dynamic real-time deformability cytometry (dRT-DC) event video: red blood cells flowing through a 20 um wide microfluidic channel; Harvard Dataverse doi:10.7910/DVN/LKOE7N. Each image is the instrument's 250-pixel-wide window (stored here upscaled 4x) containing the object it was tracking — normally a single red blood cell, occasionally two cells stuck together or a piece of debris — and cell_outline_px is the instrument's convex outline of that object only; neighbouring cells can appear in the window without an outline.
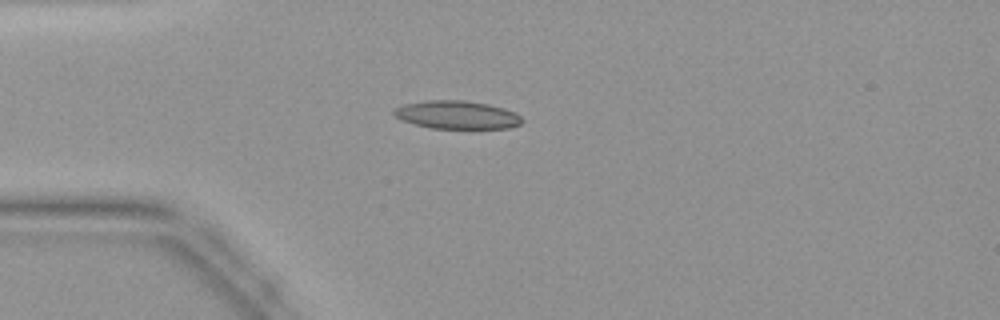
{"species": "common noctule bat (a hibernating species)", "species_latin": "Nyctalus noctula", "temperature_condition": "warm", "stored_images_in_passage": 43, "camera_frame_rate_fps": 3000, "um_per_image_px": 0.085, "animal": {"sex": "female", "body_mass_g": 19.9}, "frame": {"image": 1, "passage_image": 11, "time_ms": 3.333, "image_size_px": [1000, 320], "cell_outline_px": [[524, 120], [520, 124], [508, 128], [432, 128], [400, 120], [392, 112], [392, 108], [404, 104], [428, 100], [464, 100], [488, 104], [504, 108], [516, 112]], "centroid_in_image_um": [38.83, 9.75], "position_along_channel_um": 46.2, "area_um2": 21.04}}
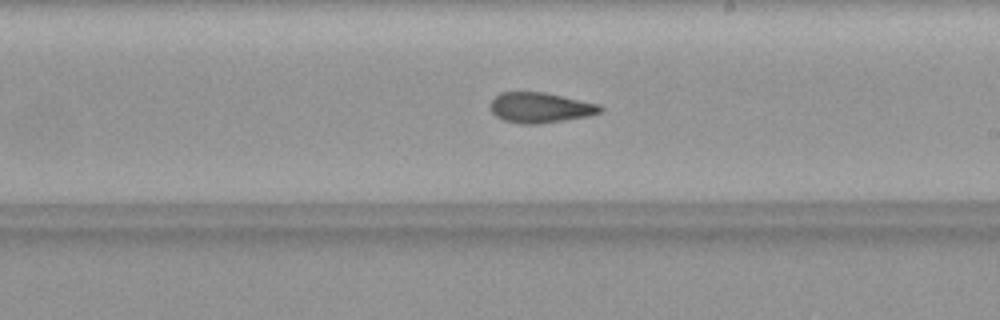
{"frame": {"image": 2, "passage_image": 25, "time_ms": 8.0, "image_size_px": [1000, 320], "cell_outline_px": [[604, 108], [600, 112], [588, 116], [564, 120], [536, 124], [520, 124], [504, 120], [496, 116], [488, 108], [488, 104], [500, 92], [544, 92], [600, 104]], "centroid_in_image_um": [45.89, 9.14], "position_along_channel_um": 243.1, "area_um2": 19.48}}
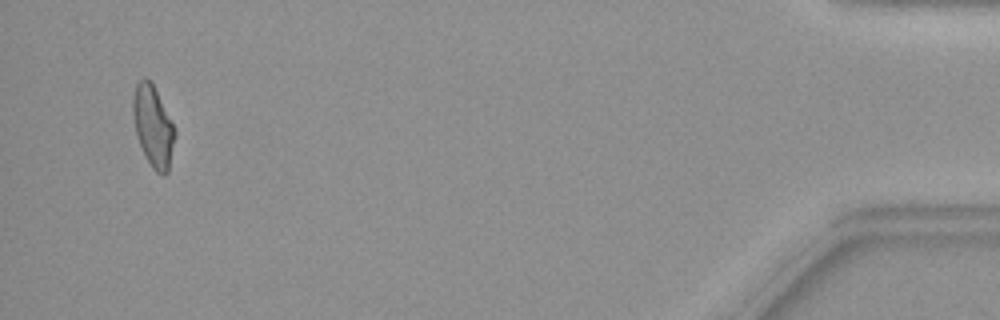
{"frame": {"image": 3, "passage_image": 42, "time_ms": 13.667, "image_size_px": [1000, 320], "cell_outline_px": [[176, 136], [168, 172], [164, 176], [156, 172], [152, 168], [144, 156], [136, 136], [132, 112], [132, 96], [136, 84], [140, 80], [148, 80], [152, 84], [176, 128]], "centroid_in_image_um": [13.01, 10.8], "position_along_channel_um": 422.2, "area_um2": 19.94}}